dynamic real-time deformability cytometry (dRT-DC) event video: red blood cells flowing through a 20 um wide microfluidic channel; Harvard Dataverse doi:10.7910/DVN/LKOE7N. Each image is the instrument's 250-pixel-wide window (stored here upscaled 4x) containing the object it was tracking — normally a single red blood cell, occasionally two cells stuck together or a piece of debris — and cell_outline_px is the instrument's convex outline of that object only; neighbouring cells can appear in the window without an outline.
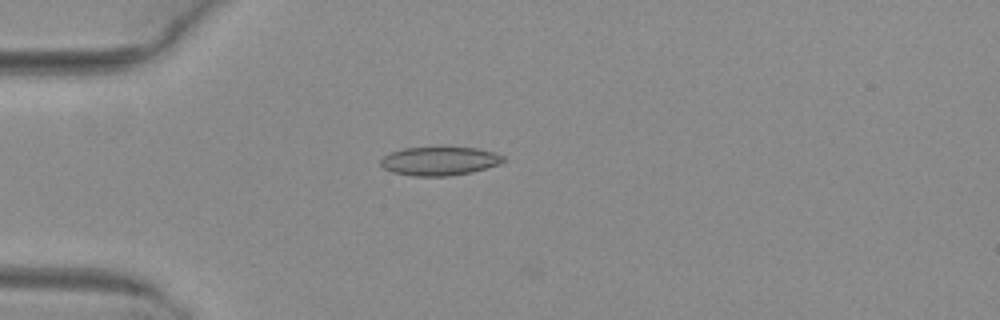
{"species": "common noctule bat (a hibernating species)", "species_latin": "Nyctalus noctula", "temperature_condition": "warm", "stored_images_in_passage": 39, "camera_frame_rate_fps": 3000, "um_per_image_px": 0.085, "animal": {"sex": "female", "body_mass_g": 29.2, "forearm_length_mm": 56.3}, "frame": {"image": 1, "passage_image": 2, "time_ms": 0.333, "image_size_px": [1000, 320], "cell_outline_px": [[504, 160], [500, 164], [472, 172], [448, 176], [412, 176], [392, 172], [384, 168], [380, 164], [380, 160], [384, 156], [392, 152], [404, 148], [476, 148], [492, 152], [504, 156]], "centroid_in_image_um": [37.34, 13.7], "position_along_channel_um": 47.7, "area_um2": 20.23}}
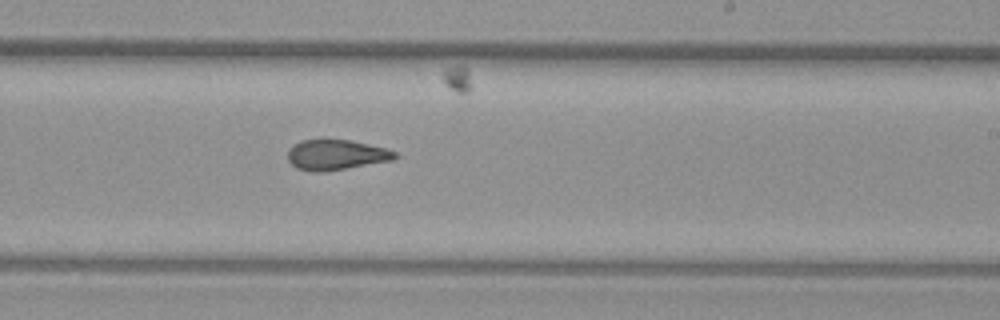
{"frame": {"image": 2, "passage_image": 19, "time_ms": 6.0, "image_size_px": [1000, 320], "cell_outline_px": [[396, 156], [392, 160], [324, 172], [312, 172], [296, 168], [288, 160], [288, 148], [300, 140], [348, 140], [368, 144], [384, 148], [396, 152]], "centroid_in_image_um": [28.51, 13.17], "position_along_channel_um": 260.5, "area_um2": 18.73}}
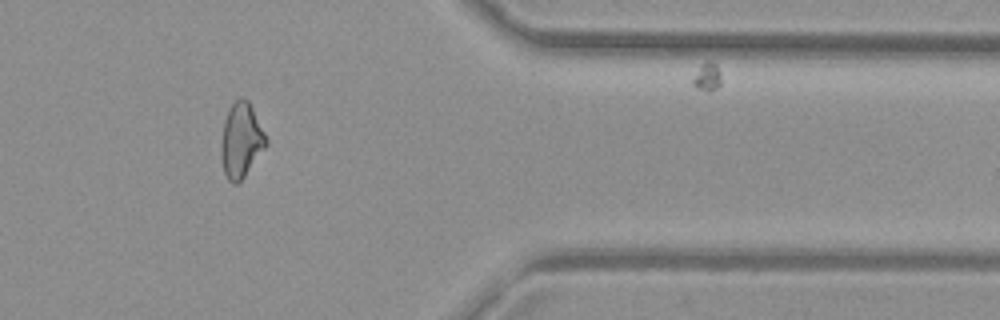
{"frame": {"image": 3, "passage_image": 30, "time_ms": 9.667, "image_size_px": [1000, 320], "cell_outline_px": [[268, 144], [244, 176], [236, 184], [232, 184], [228, 180], [224, 172], [220, 156], [220, 144], [224, 120], [228, 108], [240, 96], [244, 96], [248, 100], [268, 140]], "centroid_in_image_um": [20.47, 11.91], "position_along_channel_um": 390.9, "area_um2": 19.65}, "authors_computed_cell_mechanics": {"area_um2": 19.4786, "velocity_mm_per_s": 4.0913, "shape_relaxation_time_tau1_ms": null, "shape_relaxation_time_tau2_ms": 1.8959, "deformation_change_tau1": null, "deformation_change_tau2": 0.0801}}